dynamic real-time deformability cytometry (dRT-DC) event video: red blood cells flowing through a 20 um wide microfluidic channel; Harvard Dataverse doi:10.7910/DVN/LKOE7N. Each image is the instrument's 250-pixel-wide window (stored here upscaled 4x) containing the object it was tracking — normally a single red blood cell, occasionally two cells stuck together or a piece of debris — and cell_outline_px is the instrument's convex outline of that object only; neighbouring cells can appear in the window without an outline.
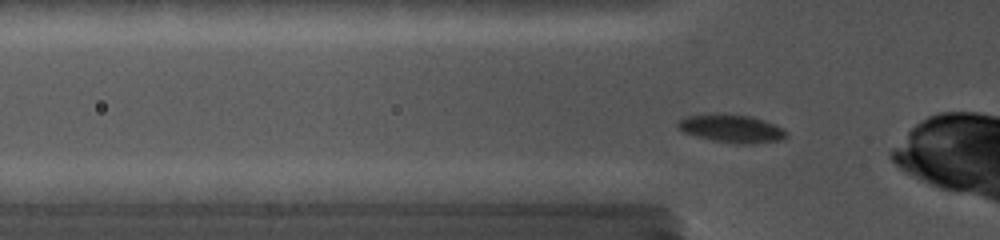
{"species": "common noctule bat (a hibernating species)", "species_latin": "Nyctalus noctula", "temperature_condition": "cold", "stored_images_in_passage": 59, "camera_frame_rate_fps": 5000, "um_per_image_px": 0.085, "animal": {"sex": "female", "body_mass_g": 19.0, "forearm_length_mm": 56.7}, "frame": {"image": 1, "passage_image": 6, "time_ms": 1.0, "image_size_px": [1000, 240], "cell_outline_px": [[788, 136], [780, 140], [752, 144], [740, 144], [716, 140], [684, 132], [676, 128], [676, 124], [680, 120], [688, 116], [752, 116], [776, 124], [784, 128], [788, 132]], "centroid_in_image_um": [62.3, 10.96], "position_along_channel_um": 63.5, "area_um2": 16.94}}
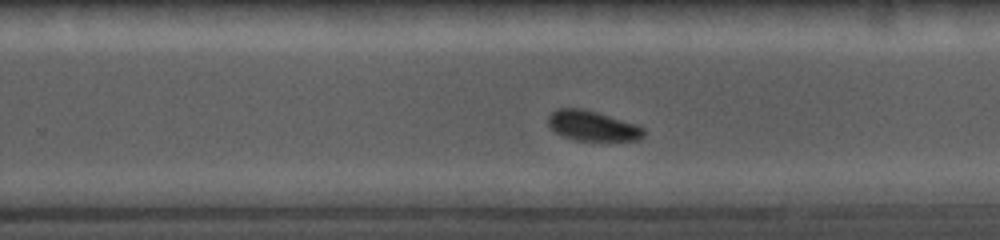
{"frame": {"image": 2, "passage_image": 35, "time_ms": 6.8, "image_size_px": [1000, 240], "cell_outline_px": [[644, 136], [640, 140], [576, 140], [560, 136], [548, 124], [548, 116], [556, 108], [580, 108], [596, 112], [636, 124], [644, 128]], "centroid_in_image_um": [50.34, 10.7], "position_along_channel_um": 279.5, "area_um2": 16.65}}
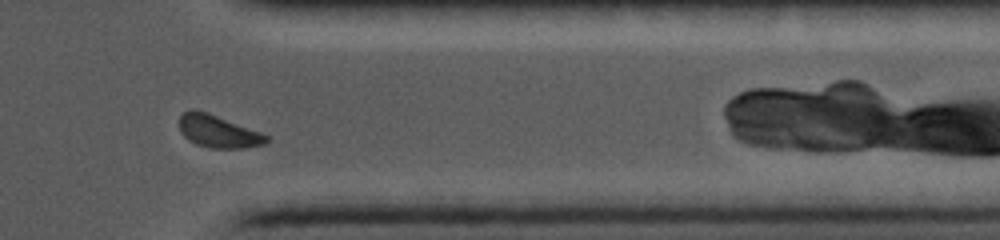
{"frame": {"image": 3, "passage_image": 49, "time_ms": 9.8, "image_size_px": [1000, 240], "cell_outline_px": [[268, 140], [264, 144], [244, 148], [212, 148], [196, 144], [188, 140], [180, 132], [180, 116], [184, 112], [192, 108], [208, 112], [260, 132], [268, 136]], "centroid_in_image_um": [18.52, 11.16], "position_along_channel_um": 392.9, "area_um2": 16.42}}